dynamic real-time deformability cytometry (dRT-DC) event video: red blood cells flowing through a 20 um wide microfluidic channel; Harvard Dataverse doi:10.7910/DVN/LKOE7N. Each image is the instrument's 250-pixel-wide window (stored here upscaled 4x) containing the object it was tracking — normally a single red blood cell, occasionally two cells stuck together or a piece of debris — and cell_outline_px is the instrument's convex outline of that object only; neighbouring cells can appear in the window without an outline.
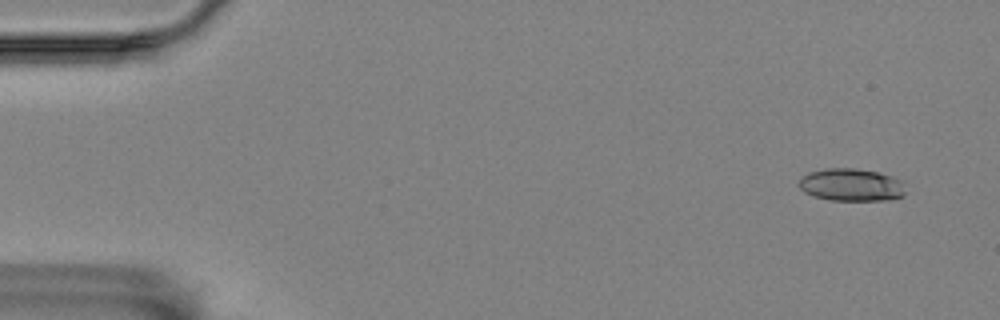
{"species": "Egyptian fruit bat (a non-hibernating species)", "species_latin": "Rousettus aegyptiacus", "temperature_condition": "room temperature", "stored_images_in_passage": 2, "segment_of_instrument_passage": [2, 2], "camera_frame_rate_fps": 3000, "um_per_image_px": 0.085, "animal": {"sex": "female"}, "frame": {"image": 1, "passage_image": 2, "time_ms": 0.333, "image_size_px": [1000, 320], "cell_outline_px": [[904, 196], [888, 200], [828, 200], [812, 196], [804, 192], [796, 184], [800, 176], [808, 172], [828, 168], [856, 168], [876, 172], [892, 176], [900, 180], [904, 192]], "centroid_in_image_um": [72.28, 15.71], "position_along_channel_um": 12.7, "area_um2": 20.4}}